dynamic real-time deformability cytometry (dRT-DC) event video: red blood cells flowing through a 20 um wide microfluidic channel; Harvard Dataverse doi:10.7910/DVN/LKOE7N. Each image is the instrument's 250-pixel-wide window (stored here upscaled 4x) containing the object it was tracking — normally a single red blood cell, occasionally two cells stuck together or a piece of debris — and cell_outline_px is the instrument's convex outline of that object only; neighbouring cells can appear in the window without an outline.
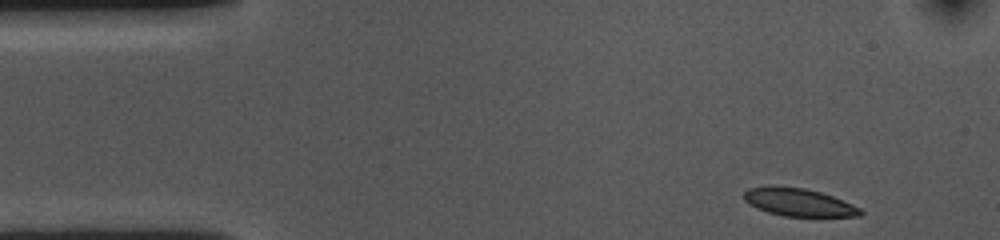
{"species": "common noctule bat (a hibernating species)", "species_latin": "Nyctalus noctula", "temperature_condition": "cold", "stored_images_in_passage": 10, "camera_frame_rate_fps": 3000, "um_per_image_px": 0.085, "animal": {"sex": "female", "body_mass_g": 10.0, "forearm_length_mm": 53.1}, "frame": {"image": 1, "passage_image": 1, "time_ms": 0.0, "image_size_px": [1000, 240], "cell_outline_px": [[864, 216], [784, 216], [768, 212], [756, 208], [748, 204], [744, 200], [744, 192], [748, 188], [804, 188], [820, 192], [832, 196], [860, 208], [864, 212]], "centroid_in_image_um": [67.92, 17.23], "position_along_channel_um": 17.1, "area_um2": 18.26}}